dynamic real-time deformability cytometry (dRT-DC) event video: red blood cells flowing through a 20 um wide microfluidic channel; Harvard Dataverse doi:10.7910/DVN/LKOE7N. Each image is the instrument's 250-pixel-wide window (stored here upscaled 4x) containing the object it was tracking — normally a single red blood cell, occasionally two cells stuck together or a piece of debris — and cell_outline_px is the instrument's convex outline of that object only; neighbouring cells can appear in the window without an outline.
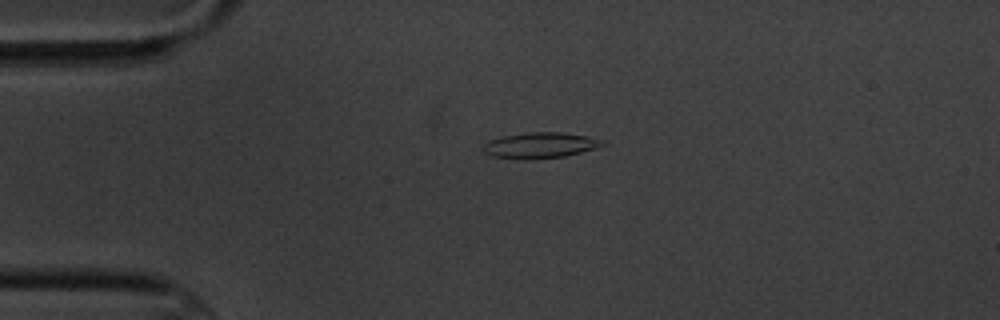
{"species": "common noctule bat (a hibernating species)", "species_latin": "Nyctalus noctula", "temperature_condition": "cold", "stored_images_in_passage": 4, "camera_frame_rate_fps": 3000, "um_per_image_px": 0.085, "animal": {"sex": "male", "body_mass_g": 20.1, "forearm_length_mm": 53.5}, "frame": {"image": 1, "passage_image": 3, "time_ms": 3.0, "image_size_px": [1000, 320], "cell_outline_px": [[608, 140], [604, 144], [596, 148], [564, 156], [528, 160], [524, 160], [492, 156], [484, 152], [484, 144], [488, 140], [504, 136], [532, 132], [564, 132], [588, 136]], "centroid_in_image_um": [45.95, 12.35], "position_along_channel_um": 39.1, "area_um2": 17.98}}